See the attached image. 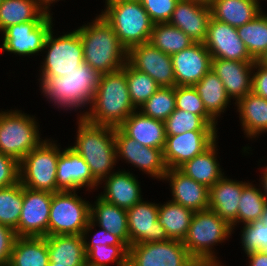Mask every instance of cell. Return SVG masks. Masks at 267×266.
I'll use <instances>...</instances> for the list:
<instances>
[{
	"label": "cell",
	"instance_id": "cell-53",
	"mask_svg": "<svg viewBox=\"0 0 267 266\" xmlns=\"http://www.w3.org/2000/svg\"><path fill=\"white\" fill-rule=\"evenodd\" d=\"M263 171V175H261L262 177L260 182L262 186L259 185V187H262L263 196L267 199V166L264 167Z\"/></svg>",
	"mask_w": 267,
	"mask_h": 266
},
{
	"label": "cell",
	"instance_id": "cell-12",
	"mask_svg": "<svg viewBox=\"0 0 267 266\" xmlns=\"http://www.w3.org/2000/svg\"><path fill=\"white\" fill-rule=\"evenodd\" d=\"M191 258L183 242L172 239L128 248V266H187Z\"/></svg>",
	"mask_w": 267,
	"mask_h": 266
},
{
	"label": "cell",
	"instance_id": "cell-15",
	"mask_svg": "<svg viewBox=\"0 0 267 266\" xmlns=\"http://www.w3.org/2000/svg\"><path fill=\"white\" fill-rule=\"evenodd\" d=\"M127 62L148 74L160 87H175L171 55L157 49L150 42L132 46L127 50Z\"/></svg>",
	"mask_w": 267,
	"mask_h": 266
},
{
	"label": "cell",
	"instance_id": "cell-6",
	"mask_svg": "<svg viewBox=\"0 0 267 266\" xmlns=\"http://www.w3.org/2000/svg\"><path fill=\"white\" fill-rule=\"evenodd\" d=\"M38 124L35 116L22 113V110H1L0 153L20 162L44 141Z\"/></svg>",
	"mask_w": 267,
	"mask_h": 266
},
{
	"label": "cell",
	"instance_id": "cell-46",
	"mask_svg": "<svg viewBox=\"0 0 267 266\" xmlns=\"http://www.w3.org/2000/svg\"><path fill=\"white\" fill-rule=\"evenodd\" d=\"M179 0H140L154 23L168 22Z\"/></svg>",
	"mask_w": 267,
	"mask_h": 266
},
{
	"label": "cell",
	"instance_id": "cell-36",
	"mask_svg": "<svg viewBox=\"0 0 267 266\" xmlns=\"http://www.w3.org/2000/svg\"><path fill=\"white\" fill-rule=\"evenodd\" d=\"M149 42L169 55L189 48L195 43L182 30L168 22L154 23Z\"/></svg>",
	"mask_w": 267,
	"mask_h": 266
},
{
	"label": "cell",
	"instance_id": "cell-16",
	"mask_svg": "<svg viewBox=\"0 0 267 266\" xmlns=\"http://www.w3.org/2000/svg\"><path fill=\"white\" fill-rule=\"evenodd\" d=\"M159 203L143 201L127 209L129 247L139 243L169 240L163 226L158 222Z\"/></svg>",
	"mask_w": 267,
	"mask_h": 266
},
{
	"label": "cell",
	"instance_id": "cell-9",
	"mask_svg": "<svg viewBox=\"0 0 267 266\" xmlns=\"http://www.w3.org/2000/svg\"><path fill=\"white\" fill-rule=\"evenodd\" d=\"M90 202L76 194V191L53 193L49 236L82 235L90 220Z\"/></svg>",
	"mask_w": 267,
	"mask_h": 266
},
{
	"label": "cell",
	"instance_id": "cell-10",
	"mask_svg": "<svg viewBox=\"0 0 267 266\" xmlns=\"http://www.w3.org/2000/svg\"><path fill=\"white\" fill-rule=\"evenodd\" d=\"M53 31L54 29H51L46 37L43 48L46 55L40 65V77L66 76V73L72 72L84 62L79 33L74 30L56 38Z\"/></svg>",
	"mask_w": 267,
	"mask_h": 266
},
{
	"label": "cell",
	"instance_id": "cell-49",
	"mask_svg": "<svg viewBox=\"0 0 267 266\" xmlns=\"http://www.w3.org/2000/svg\"><path fill=\"white\" fill-rule=\"evenodd\" d=\"M16 238L14 230L0 224V266H8Z\"/></svg>",
	"mask_w": 267,
	"mask_h": 266
},
{
	"label": "cell",
	"instance_id": "cell-22",
	"mask_svg": "<svg viewBox=\"0 0 267 266\" xmlns=\"http://www.w3.org/2000/svg\"><path fill=\"white\" fill-rule=\"evenodd\" d=\"M210 18V6L179 0L168 23L182 30L195 43H204Z\"/></svg>",
	"mask_w": 267,
	"mask_h": 266
},
{
	"label": "cell",
	"instance_id": "cell-38",
	"mask_svg": "<svg viewBox=\"0 0 267 266\" xmlns=\"http://www.w3.org/2000/svg\"><path fill=\"white\" fill-rule=\"evenodd\" d=\"M238 205V225L265 218L267 211V199L263 196L261 188H257L252 182L243 187Z\"/></svg>",
	"mask_w": 267,
	"mask_h": 266
},
{
	"label": "cell",
	"instance_id": "cell-31",
	"mask_svg": "<svg viewBox=\"0 0 267 266\" xmlns=\"http://www.w3.org/2000/svg\"><path fill=\"white\" fill-rule=\"evenodd\" d=\"M217 142L215 141L203 153L196 155L189 161H186L178 169L186 176L193 180L204 184L208 188L212 187L220 178L224 176V172L220 168L217 159Z\"/></svg>",
	"mask_w": 267,
	"mask_h": 266
},
{
	"label": "cell",
	"instance_id": "cell-11",
	"mask_svg": "<svg viewBox=\"0 0 267 266\" xmlns=\"http://www.w3.org/2000/svg\"><path fill=\"white\" fill-rule=\"evenodd\" d=\"M51 15L53 14H49L43 21H28L6 28L2 32L0 51L20 57L43 53L46 37L54 26Z\"/></svg>",
	"mask_w": 267,
	"mask_h": 266
},
{
	"label": "cell",
	"instance_id": "cell-48",
	"mask_svg": "<svg viewBox=\"0 0 267 266\" xmlns=\"http://www.w3.org/2000/svg\"><path fill=\"white\" fill-rule=\"evenodd\" d=\"M19 181V162L0 153V188L16 184Z\"/></svg>",
	"mask_w": 267,
	"mask_h": 266
},
{
	"label": "cell",
	"instance_id": "cell-8",
	"mask_svg": "<svg viewBox=\"0 0 267 266\" xmlns=\"http://www.w3.org/2000/svg\"><path fill=\"white\" fill-rule=\"evenodd\" d=\"M234 232L231 225L215 211L194 212L183 245L191 257L215 258L214 245L226 242Z\"/></svg>",
	"mask_w": 267,
	"mask_h": 266
},
{
	"label": "cell",
	"instance_id": "cell-40",
	"mask_svg": "<svg viewBox=\"0 0 267 266\" xmlns=\"http://www.w3.org/2000/svg\"><path fill=\"white\" fill-rule=\"evenodd\" d=\"M125 74L130 100L138 110L160 86L148 74L133 68L128 62L125 64Z\"/></svg>",
	"mask_w": 267,
	"mask_h": 266
},
{
	"label": "cell",
	"instance_id": "cell-5",
	"mask_svg": "<svg viewBox=\"0 0 267 266\" xmlns=\"http://www.w3.org/2000/svg\"><path fill=\"white\" fill-rule=\"evenodd\" d=\"M101 16L113 28L120 43L128 50L149 42L154 22L140 1L105 0Z\"/></svg>",
	"mask_w": 267,
	"mask_h": 266
},
{
	"label": "cell",
	"instance_id": "cell-19",
	"mask_svg": "<svg viewBox=\"0 0 267 266\" xmlns=\"http://www.w3.org/2000/svg\"><path fill=\"white\" fill-rule=\"evenodd\" d=\"M176 86H194L211 69V54L204 43L171 55Z\"/></svg>",
	"mask_w": 267,
	"mask_h": 266
},
{
	"label": "cell",
	"instance_id": "cell-39",
	"mask_svg": "<svg viewBox=\"0 0 267 266\" xmlns=\"http://www.w3.org/2000/svg\"><path fill=\"white\" fill-rule=\"evenodd\" d=\"M23 206V185L16 184L0 188V224L16 230Z\"/></svg>",
	"mask_w": 267,
	"mask_h": 266
},
{
	"label": "cell",
	"instance_id": "cell-20",
	"mask_svg": "<svg viewBox=\"0 0 267 266\" xmlns=\"http://www.w3.org/2000/svg\"><path fill=\"white\" fill-rule=\"evenodd\" d=\"M56 180L60 191H77L83 187L97 190L100 185L93 178L85 160L71 147H66L59 154Z\"/></svg>",
	"mask_w": 267,
	"mask_h": 266
},
{
	"label": "cell",
	"instance_id": "cell-42",
	"mask_svg": "<svg viewBox=\"0 0 267 266\" xmlns=\"http://www.w3.org/2000/svg\"><path fill=\"white\" fill-rule=\"evenodd\" d=\"M175 109V87H160L138 110L164 122Z\"/></svg>",
	"mask_w": 267,
	"mask_h": 266
},
{
	"label": "cell",
	"instance_id": "cell-30",
	"mask_svg": "<svg viewBox=\"0 0 267 266\" xmlns=\"http://www.w3.org/2000/svg\"><path fill=\"white\" fill-rule=\"evenodd\" d=\"M261 0H215L211 17L233 27L242 26L262 12Z\"/></svg>",
	"mask_w": 267,
	"mask_h": 266
},
{
	"label": "cell",
	"instance_id": "cell-2",
	"mask_svg": "<svg viewBox=\"0 0 267 266\" xmlns=\"http://www.w3.org/2000/svg\"><path fill=\"white\" fill-rule=\"evenodd\" d=\"M102 74L83 62L66 76L40 77L41 94L62 110H80L90 107ZM84 107V108H83Z\"/></svg>",
	"mask_w": 267,
	"mask_h": 266
},
{
	"label": "cell",
	"instance_id": "cell-17",
	"mask_svg": "<svg viewBox=\"0 0 267 266\" xmlns=\"http://www.w3.org/2000/svg\"><path fill=\"white\" fill-rule=\"evenodd\" d=\"M217 133V131H188L166 136L163 153L167 168L178 169L186 161L203 153L218 140Z\"/></svg>",
	"mask_w": 267,
	"mask_h": 266
},
{
	"label": "cell",
	"instance_id": "cell-41",
	"mask_svg": "<svg viewBox=\"0 0 267 266\" xmlns=\"http://www.w3.org/2000/svg\"><path fill=\"white\" fill-rule=\"evenodd\" d=\"M166 136L183 134L188 131H218L209 125L200 115L175 109L164 121Z\"/></svg>",
	"mask_w": 267,
	"mask_h": 266
},
{
	"label": "cell",
	"instance_id": "cell-29",
	"mask_svg": "<svg viewBox=\"0 0 267 266\" xmlns=\"http://www.w3.org/2000/svg\"><path fill=\"white\" fill-rule=\"evenodd\" d=\"M235 106L246 137L252 140V138L255 139L256 136L258 138L259 135L267 132V99L251 91Z\"/></svg>",
	"mask_w": 267,
	"mask_h": 266
},
{
	"label": "cell",
	"instance_id": "cell-43",
	"mask_svg": "<svg viewBox=\"0 0 267 266\" xmlns=\"http://www.w3.org/2000/svg\"><path fill=\"white\" fill-rule=\"evenodd\" d=\"M87 261L100 266H110L109 263H116L117 266H128L127 245H98L84 246Z\"/></svg>",
	"mask_w": 267,
	"mask_h": 266
},
{
	"label": "cell",
	"instance_id": "cell-21",
	"mask_svg": "<svg viewBox=\"0 0 267 266\" xmlns=\"http://www.w3.org/2000/svg\"><path fill=\"white\" fill-rule=\"evenodd\" d=\"M255 61H235L213 58L211 69L220 78L228 97L236 104L252 91V71Z\"/></svg>",
	"mask_w": 267,
	"mask_h": 266
},
{
	"label": "cell",
	"instance_id": "cell-51",
	"mask_svg": "<svg viewBox=\"0 0 267 266\" xmlns=\"http://www.w3.org/2000/svg\"><path fill=\"white\" fill-rule=\"evenodd\" d=\"M249 259V266H267V253L262 251H252L246 254Z\"/></svg>",
	"mask_w": 267,
	"mask_h": 266
},
{
	"label": "cell",
	"instance_id": "cell-52",
	"mask_svg": "<svg viewBox=\"0 0 267 266\" xmlns=\"http://www.w3.org/2000/svg\"><path fill=\"white\" fill-rule=\"evenodd\" d=\"M187 266H223L218 260V257L215 258H204V257H192Z\"/></svg>",
	"mask_w": 267,
	"mask_h": 266
},
{
	"label": "cell",
	"instance_id": "cell-33",
	"mask_svg": "<svg viewBox=\"0 0 267 266\" xmlns=\"http://www.w3.org/2000/svg\"><path fill=\"white\" fill-rule=\"evenodd\" d=\"M48 263L45 237L17 236L8 266H47Z\"/></svg>",
	"mask_w": 267,
	"mask_h": 266
},
{
	"label": "cell",
	"instance_id": "cell-37",
	"mask_svg": "<svg viewBox=\"0 0 267 266\" xmlns=\"http://www.w3.org/2000/svg\"><path fill=\"white\" fill-rule=\"evenodd\" d=\"M251 57L258 61L267 50V14L263 11L250 22L236 28Z\"/></svg>",
	"mask_w": 267,
	"mask_h": 266
},
{
	"label": "cell",
	"instance_id": "cell-56",
	"mask_svg": "<svg viewBox=\"0 0 267 266\" xmlns=\"http://www.w3.org/2000/svg\"><path fill=\"white\" fill-rule=\"evenodd\" d=\"M210 6L215 0H189Z\"/></svg>",
	"mask_w": 267,
	"mask_h": 266
},
{
	"label": "cell",
	"instance_id": "cell-34",
	"mask_svg": "<svg viewBox=\"0 0 267 266\" xmlns=\"http://www.w3.org/2000/svg\"><path fill=\"white\" fill-rule=\"evenodd\" d=\"M48 15L38 0H3L0 3V32L11 25L43 21Z\"/></svg>",
	"mask_w": 267,
	"mask_h": 266
},
{
	"label": "cell",
	"instance_id": "cell-28",
	"mask_svg": "<svg viewBox=\"0 0 267 266\" xmlns=\"http://www.w3.org/2000/svg\"><path fill=\"white\" fill-rule=\"evenodd\" d=\"M50 263L84 266L87 260L82 235L45 236Z\"/></svg>",
	"mask_w": 267,
	"mask_h": 266
},
{
	"label": "cell",
	"instance_id": "cell-32",
	"mask_svg": "<svg viewBox=\"0 0 267 266\" xmlns=\"http://www.w3.org/2000/svg\"><path fill=\"white\" fill-rule=\"evenodd\" d=\"M193 87L202 99L207 113L218 122L221 113H224L231 103L220 78L210 69Z\"/></svg>",
	"mask_w": 267,
	"mask_h": 266
},
{
	"label": "cell",
	"instance_id": "cell-47",
	"mask_svg": "<svg viewBox=\"0 0 267 266\" xmlns=\"http://www.w3.org/2000/svg\"><path fill=\"white\" fill-rule=\"evenodd\" d=\"M95 227V224L91 220H89L87 227L83 230L82 233L84 246L126 245L119 237L110 234L108 231H105L102 228H100L99 231L95 232V234H93V236L89 239V233H94L91 231H93Z\"/></svg>",
	"mask_w": 267,
	"mask_h": 266
},
{
	"label": "cell",
	"instance_id": "cell-54",
	"mask_svg": "<svg viewBox=\"0 0 267 266\" xmlns=\"http://www.w3.org/2000/svg\"><path fill=\"white\" fill-rule=\"evenodd\" d=\"M58 1H60V0H38V2L40 4V6L42 7V9L45 12H47L48 14H51V12H50L51 4L53 3V5H54V3L58 2Z\"/></svg>",
	"mask_w": 267,
	"mask_h": 266
},
{
	"label": "cell",
	"instance_id": "cell-1",
	"mask_svg": "<svg viewBox=\"0 0 267 266\" xmlns=\"http://www.w3.org/2000/svg\"><path fill=\"white\" fill-rule=\"evenodd\" d=\"M88 110H83L78 117L113 128H118L136 110L129 97L125 65L120 70L102 74Z\"/></svg>",
	"mask_w": 267,
	"mask_h": 266
},
{
	"label": "cell",
	"instance_id": "cell-25",
	"mask_svg": "<svg viewBox=\"0 0 267 266\" xmlns=\"http://www.w3.org/2000/svg\"><path fill=\"white\" fill-rule=\"evenodd\" d=\"M129 170H120L111 173L103 180V193L99 194L105 201L129 209L139 203L143 197L140 182Z\"/></svg>",
	"mask_w": 267,
	"mask_h": 266
},
{
	"label": "cell",
	"instance_id": "cell-57",
	"mask_svg": "<svg viewBox=\"0 0 267 266\" xmlns=\"http://www.w3.org/2000/svg\"><path fill=\"white\" fill-rule=\"evenodd\" d=\"M84 266H100V265L93 264V263H91V262H88V261L86 260V262H85V265H84Z\"/></svg>",
	"mask_w": 267,
	"mask_h": 266
},
{
	"label": "cell",
	"instance_id": "cell-45",
	"mask_svg": "<svg viewBox=\"0 0 267 266\" xmlns=\"http://www.w3.org/2000/svg\"><path fill=\"white\" fill-rule=\"evenodd\" d=\"M242 250L245 254L252 251L267 253V221L266 217L243 224L241 230Z\"/></svg>",
	"mask_w": 267,
	"mask_h": 266
},
{
	"label": "cell",
	"instance_id": "cell-35",
	"mask_svg": "<svg viewBox=\"0 0 267 266\" xmlns=\"http://www.w3.org/2000/svg\"><path fill=\"white\" fill-rule=\"evenodd\" d=\"M194 215V211L172 201L159 204L158 222L165 229L168 238L183 241Z\"/></svg>",
	"mask_w": 267,
	"mask_h": 266
},
{
	"label": "cell",
	"instance_id": "cell-24",
	"mask_svg": "<svg viewBox=\"0 0 267 266\" xmlns=\"http://www.w3.org/2000/svg\"><path fill=\"white\" fill-rule=\"evenodd\" d=\"M246 181H238L223 176L209 188V209L226 220L235 230L238 224V205Z\"/></svg>",
	"mask_w": 267,
	"mask_h": 266
},
{
	"label": "cell",
	"instance_id": "cell-50",
	"mask_svg": "<svg viewBox=\"0 0 267 266\" xmlns=\"http://www.w3.org/2000/svg\"><path fill=\"white\" fill-rule=\"evenodd\" d=\"M252 73V92L267 99V66L255 61Z\"/></svg>",
	"mask_w": 267,
	"mask_h": 266
},
{
	"label": "cell",
	"instance_id": "cell-14",
	"mask_svg": "<svg viewBox=\"0 0 267 266\" xmlns=\"http://www.w3.org/2000/svg\"><path fill=\"white\" fill-rule=\"evenodd\" d=\"M53 193L23 186V206L15 230L17 236H49V216Z\"/></svg>",
	"mask_w": 267,
	"mask_h": 266
},
{
	"label": "cell",
	"instance_id": "cell-3",
	"mask_svg": "<svg viewBox=\"0 0 267 266\" xmlns=\"http://www.w3.org/2000/svg\"><path fill=\"white\" fill-rule=\"evenodd\" d=\"M76 31L82 40L84 62L94 70L106 74L122 69L127 63V49L100 14Z\"/></svg>",
	"mask_w": 267,
	"mask_h": 266
},
{
	"label": "cell",
	"instance_id": "cell-27",
	"mask_svg": "<svg viewBox=\"0 0 267 266\" xmlns=\"http://www.w3.org/2000/svg\"><path fill=\"white\" fill-rule=\"evenodd\" d=\"M90 204V220L98 227L119 237L129 247L128 219L126 209L119 208L101 198Z\"/></svg>",
	"mask_w": 267,
	"mask_h": 266
},
{
	"label": "cell",
	"instance_id": "cell-26",
	"mask_svg": "<svg viewBox=\"0 0 267 266\" xmlns=\"http://www.w3.org/2000/svg\"><path fill=\"white\" fill-rule=\"evenodd\" d=\"M118 128L143 146L164 148L166 140L164 122L148 117L141 111L135 110Z\"/></svg>",
	"mask_w": 267,
	"mask_h": 266
},
{
	"label": "cell",
	"instance_id": "cell-4",
	"mask_svg": "<svg viewBox=\"0 0 267 266\" xmlns=\"http://www.w3.org/2000/svg\"><path fill=\"white\" fill-rule=\"evenodd\" d=\"M77 119L76 141L70 147L88 164L93 178L102 184L105 178L115 172L111 170H114L118 162L115 128L92 124L83 117Z\"/></svg>",
	"mask_w": 267,
	"mask_h": 266
},
{
	"label": "cell",
	"instance_id": "cell-18",
	"mask_svg": "<svg viewBox=\"0 0 267 266\" xmlns=\"http://www.w3.org/2000/svg\"><path fill=\"white\" fill-rule=\"evenodd\" d=\"M211 58L235 61H255L239 38L236 27L210 18L204 41Z\"/></svg>",
	"mask_w": 267,
	"mask_h": 266
},
{
	"label": "cell",
	"instance_id": "cell-7",
	"mask_svg": "<svg viewBox=\"0 0 267 266\" xmlns=\"http://www.w3.org/2000/svg\"><path fill=\"white\" fill-rule=\"evenodd\" d=\"M59 146L56 140L44 139L31 150L19 162V182L33 190L59 192L56 180L57 161L62 152Z\"/></svg>",
	"mask_w": 267,
	"mask_h": 266
},
{
	"label": "cell",
	"instance_id": "cell-13",
	"mask_svg": "<svg viewBox=\"0 0 267 266\" xmlns=\"http://www.w3.org/2000/svg\"><path fill=\"white\" fill-rule=\"evenodd\" d=\"M115 146L118 160H125L153 179L163 180L168 170L163 149L146 147L115 128Z\"/></svg>",
	"mask_w": 267,
	"mask_h": 266
},
{
	"label": "cell",
	"instance_id": "cell-44",
	"mask_svg": "<svg viewBox=\"0 0 267 266\" xmlns=\"http://www.w3.org/2000/svg\"><path fill=\"white\" fill-rule=\"evenodd\" d=\"M176 109L200 115L209 125L216 127L217 122L207 113L203 101L193 86H175Z\"/></svg>",
	"mask_w": 267,
	"mask_h": 266
},
{
	"label": "cell",
	"instance_id": "cell-55",
	"mask_svg": "<svg viewBox=\"0 0 267 266\" xmlns=\"http://www.w3.org/2000/svg\"><path fill=\"white\" fill-rule=\"evenodd\" d=\"M259 63H261L264 66H267V50L265 53L261 56V58L258 60Z\"/></svg>",
	"mask_w": 267,
	"mask_h": 266
},
{
	"label": "cell",
	"instance_id": "cell-23",
	"mask_svg": "<svg viewBox=\"0 0 267 266\" xmlns=\"http://www.w3.org/2000/svg\"><path fill=\"white\" fill-rule=\"evenodd\" d=\"M169 182L172 202L194 212L209 209V188L186 176L179 169H168L164 179Z\"/></svg>",
	"mask_w": 267,
	"mask_h": 266
},
{
	"label": "cell",
	"instance_id": "cell-58",
	"mask_svg": "<svg viewBox=\"0 0 267 266\" xmlns=\"http://www.w3.org/2000/svg\"><path fill=\"white\" fill-rule=\"evenodd\" d=\"M49 266H66V265H57V263H48Z\"/></svg>",
	"mask_w": 267,
	"mask_h": 266
}]
</instances>
